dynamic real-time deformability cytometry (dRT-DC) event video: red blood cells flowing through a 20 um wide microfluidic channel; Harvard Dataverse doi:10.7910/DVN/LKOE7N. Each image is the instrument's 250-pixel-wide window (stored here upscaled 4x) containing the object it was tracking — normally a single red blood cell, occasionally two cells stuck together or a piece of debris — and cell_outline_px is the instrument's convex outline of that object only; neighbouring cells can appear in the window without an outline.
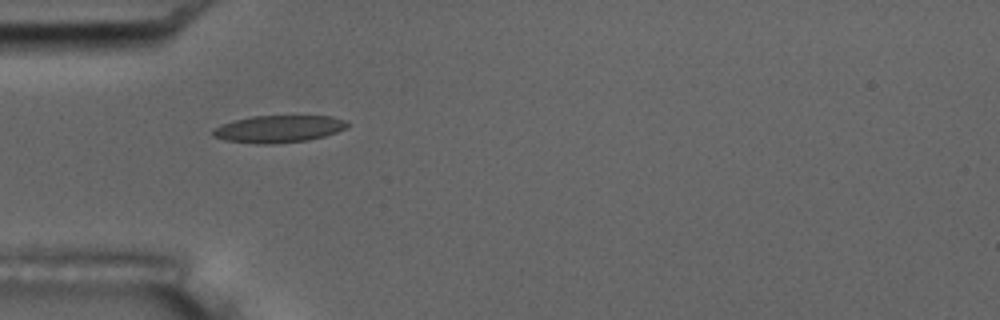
{"species": "common noctule bat (a hibernating species)", "species_latin": "Nyctalus noctula", "temperature_condition": "room temperature", "stored_images_in_passage": 39, "camera_frame_rate_fps": 3000, "um_per_image_px": 0.085, "animal": {"sex": "male", "body_mass_g": 17.5, "forearm_length_mm": 52.3}, "frame": {"image": 1, "passage_image": 1, "time_ms": 0.0, "image_size_px": [1000, 320], "cell_outline_px": [[348, 124], [344, 128], [336, 132], [324, 136], [308, 140], [272, 144], [256, 144], [224, 140], [212, 136], [212, 128], [232, 120], [252, 116], [332, 116], [348, 120]], "centroid_in_image_um": [23.64, 10.96], "position_along_channel_um": 61.4, "area_um2": 21.44}}
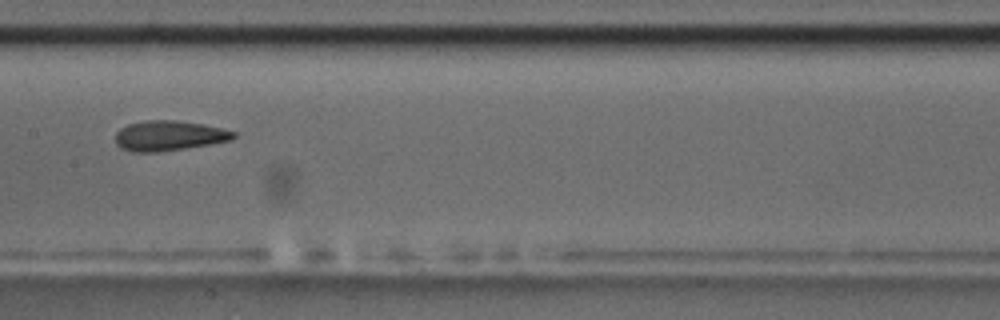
{"frame": {"image": 2, "passage_image": 12, "time_ms": 3.667, "image_size_px": [1000, 320], "cell_outline_px": [[236, 136], [232, 140], [184, 148], [156, 152], [132, 152], [120, 148], [116, 144], [116, 132], [120, 128], [128, 124], [144, 120], [176, 120], [204, 124], [236, 132]], "centroid_in_image_um": [14.33, 11.53], "position_along_channel_um": 193.1, "area_um2": 20.69}, "authors_computed_cell_mechanics": {"area_um2": 20.6924, "velocity_mm_per_s": 3.6547, "shape_relaxation_time_tau1_ms": 4.0577, "shape_relaxation_time_tau2_ms": 2.6349, "deformation_change_tau1": 0.1484, "deformation_change_tau2": 0.1138}}